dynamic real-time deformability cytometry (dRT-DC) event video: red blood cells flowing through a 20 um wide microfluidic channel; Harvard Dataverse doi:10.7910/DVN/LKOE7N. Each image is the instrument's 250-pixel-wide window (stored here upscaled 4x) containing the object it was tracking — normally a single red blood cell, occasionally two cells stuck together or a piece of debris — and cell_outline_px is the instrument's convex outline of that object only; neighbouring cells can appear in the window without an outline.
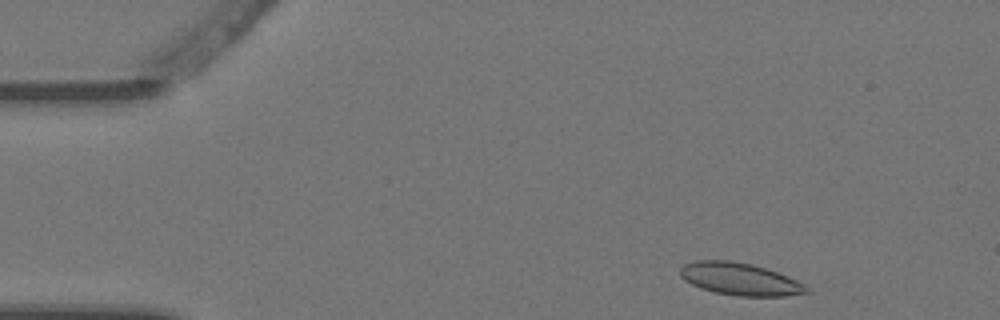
{"species": "Egyptian fruit bat (a non-hibernating species)", "species_latin": "Rousettus aegyptiacus", "temperature_condition": "warm", "stored_images_in_passage": 5, "camera_frame_rate_fps": 3000, "um_per_image_px": 0.085, "animal": {"sex": "female"}, "frame": {"image": 1, "passage_image": 1, "time_ms": 0.0, "image_size_px": [1000, 320], "cell_outline_px": [[812, 292], [784, 296], [736, 296], [716, 292], [700, 288], [684, 280], [680, 276], [680, 268], [684, 264], [692, 260], [732, 260], [752, 264], [788, 276], [804, 284]], "centroid_in_image_um": [62.87, 23.71], "position_along_channel_um": 22.1, "area_um2": 23.93}}
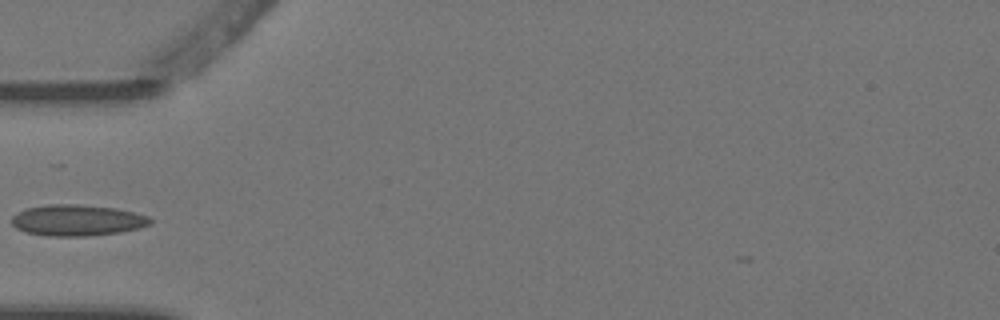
{"frame": {"image": 2, "passage_image": 4, "time_ms": 1.0, "image_size_px": [1000, 320], "cell_outline_px": [[152, 224], [120, 232], [84, 236], [48, 236], [24, 232], [16, 228], [12, 224], [12, 216], [16, 212], [24, 208], [52, 204], [80, 204], [116, 208], [136, 212], [148, 216], [152, 220]], "centroid_in_image_um": [6.54, 18.71], "position_along_channel_um": 78.5, "area_um2": 25.32}}
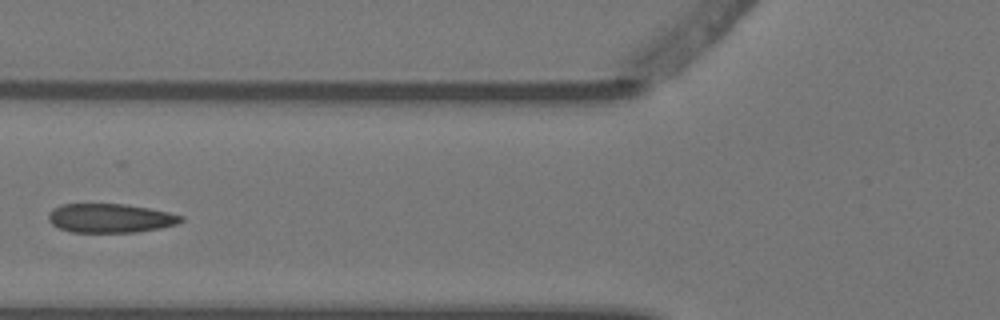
{"frame": {"image": 3, "passage_image": 5, "time_ms": 1.333, "image_size_px": [1000, 320], "cell_outline_px": [[184, 220], [176, 224], [160, 228], [136, 232], [72, 232], [60, 228], [52, 224], [48, 220], [48, 212], [52, 208], [60, 204], [128, 204], [168, 212], [184, 216]], "centroid_in_image_um": [9.36, 18.53], "position_along_channel_um": 116.4, "area_um2": 22.48}}